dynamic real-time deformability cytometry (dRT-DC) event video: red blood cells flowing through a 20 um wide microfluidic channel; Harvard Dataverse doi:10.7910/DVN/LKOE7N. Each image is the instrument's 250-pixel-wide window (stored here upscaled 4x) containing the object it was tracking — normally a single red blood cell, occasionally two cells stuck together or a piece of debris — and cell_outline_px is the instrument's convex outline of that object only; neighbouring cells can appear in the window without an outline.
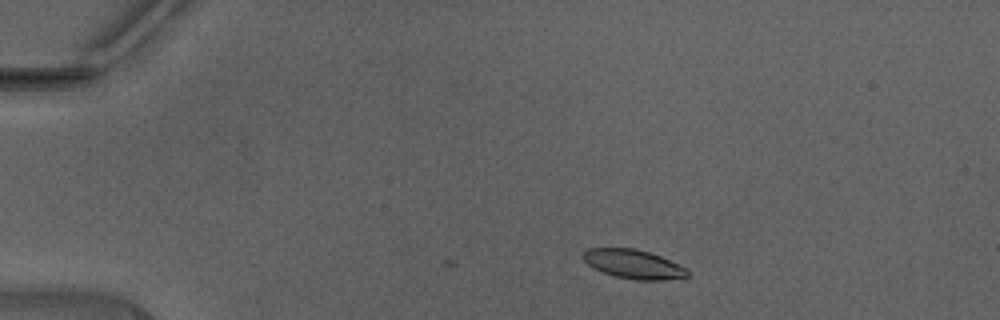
{"species": "Egyptian fruit bat (a non-hibernating species)", "species_latin": "Rousettus aegyptiacus", "temperature_condition": "warm", "stored_images_in_passage": 3, "camera_frame_rate_fps": 3000, "um_per_image_px": 0.085, "animal": {"sex": "male"}, "frame": {"image": 1, "passage_image": 1, "time_ms": 0.0, "image_size_px": [1000, 320], "cell_outline_px": [[688, 276], [660, 280], [636, 280], [616, 276], [592, 268], [580, 256], [588, 248], [636, 248], [660, 256], [684, 268], [688, 272]], "centroid_in_image_um": [53.77, 22.44], "position_along_channel_um": 31.2, "area_um2": 17.34}}